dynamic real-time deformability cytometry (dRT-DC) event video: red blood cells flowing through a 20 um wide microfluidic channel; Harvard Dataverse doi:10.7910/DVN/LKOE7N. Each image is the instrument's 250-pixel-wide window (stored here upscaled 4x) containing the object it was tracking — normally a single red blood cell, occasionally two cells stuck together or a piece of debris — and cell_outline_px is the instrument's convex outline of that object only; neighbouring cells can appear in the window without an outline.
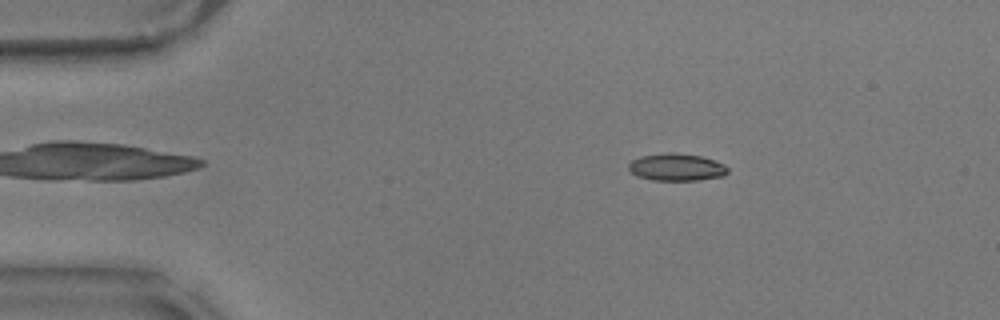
{"species": "common noctule bat (a hibernating species)", "species_latin": "Nyctalus noctula", "temperature_condition": "warm", "stored_images_in_passage": 49, "camera_frame_rate_fps": 3000, "um_per_image_px": 0.085, "animal": {"sex": "male", "body_mass_g": 17.9}, "frame": {"image": 1, "passage_image": 2, "time_ms": 0.333, "image_size_px": [1000, 320], "cell_outline_px": [[728, 172], [724, 176], [696, 180], [652, 180], [636, 176], [628, 168], [628, 164], [632, 160], [640, 156], [668, 152], [676, 152], [700, 156], [716, 160], [724, 164], [728, 168]], "centroid_in_image_um": [57.51, 14.2], "position_along_channel_um": 27.5, "area_um2": 15.9}}
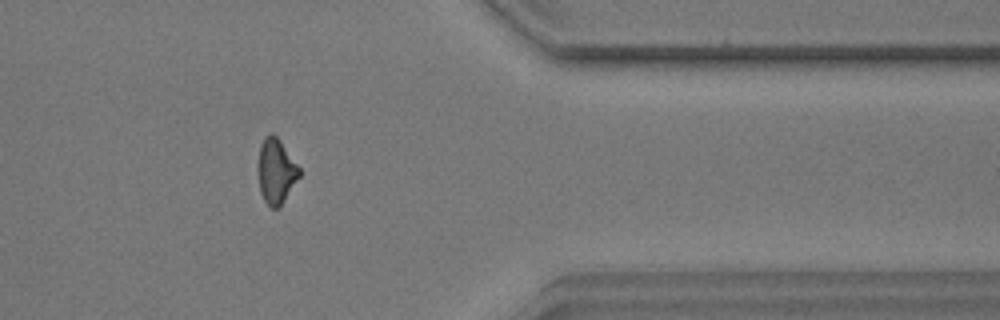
{"frame": {"image": 2, "passage_image": 39, "time_ms": 12.667, "image_size_px": [1000, 320], "cell_outline_px": [[300, 176], [280, 208], [272, 208], [264, 200], [260, 192], [256, 172], [256, 164], [260, 144], [264, 136], [272, 132], [280, 140], [300, 168]], "centroid_in_image_um": [23.43, 14.54], "position_along_channel_um": 388.0, "area_um2": 16.13}}
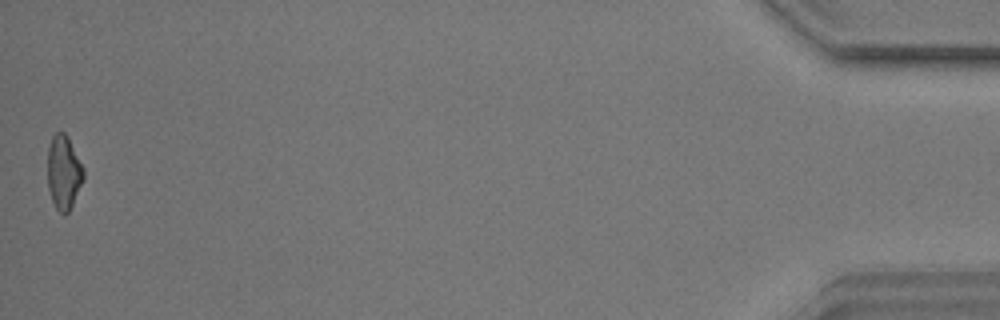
{"frame": {"image": 3, "passage_image": 49, "time_ms": 16.0, "image_size_px": [1000, 320], "cell_outline_px": [[84, 180], [68, 212], [64, 216], [56, 208], [52, 200], [48, 188], [48, 148], [52, 136], [56, 132], [64, 132], [68, 136], [84, 168]], "centroid_in_image_um": [5.42, 14.64], "position_along_channel_um": 429.8, "area_um2": 15.55}, "authors_computed_cell_mechanics": {"area_um2": 15.895, "velocity_mm_per_s": 3.5508, "shape_relaxation_time_tau1_ms": null, "shape_relaxation_time_tau2_ms": 3.5999, "deformation_change_tau1": null, "deformation_change_tau2": 0.1094}}